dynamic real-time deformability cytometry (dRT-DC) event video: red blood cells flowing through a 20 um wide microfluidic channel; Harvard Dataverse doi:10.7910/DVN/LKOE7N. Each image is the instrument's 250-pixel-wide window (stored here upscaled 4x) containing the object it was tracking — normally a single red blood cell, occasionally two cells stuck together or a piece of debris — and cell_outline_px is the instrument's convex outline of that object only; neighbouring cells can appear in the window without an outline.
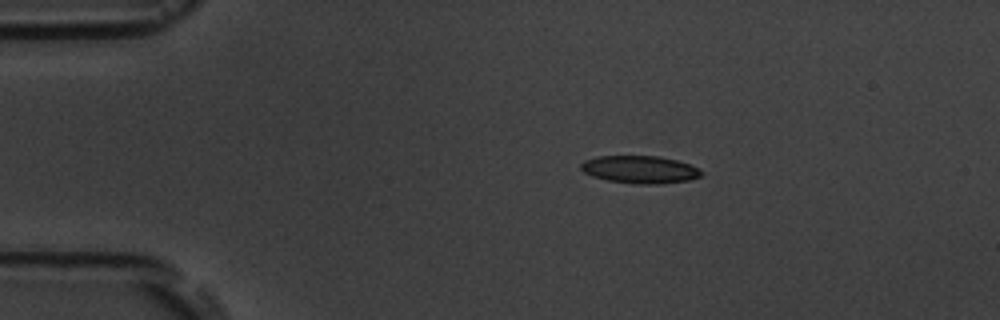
{"species": "common noctule bat (a hibernating species)", "species_latin": "Nyctalus noctula", "temperature_condition": "room temperature", "stored_images_in_passage": 5, "camera_frame_rate_fps": 3000, "um_per_image_px": 0.085, "animal": {"sex": "male", "body_mass_g": 19.5, "forearm_length_mm": 54.6}, "frame": {"image": 1, "passage_image": 2, "time_ms": 1.333, "image_size_px": [1000, 320], "cell_outline_px": [[704, 172], [700, 176], [688, 180], [656, 184], [640, 184], [608, 180], [592, 176], [584, 172], [580, 168], [580, 164], [584, 160], [596, 156], [660, 156], [676, 160], [688, 164]], "centroid_in_image_um": [54.35, 14.4], "position_along_channel_um": 30.6, "area_um2": 19.19}}
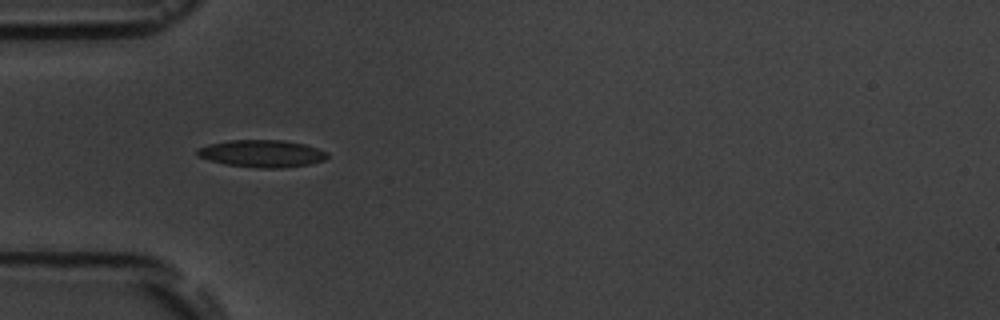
{"frame": {"image": 2, "passage_image": 4, "time_ms": 3.667, "image_size_px": [1000, 320], "cell_outline_px": [[328, 156], [324, 160], [308, 164], [284, 168], [256, 168], [224, 164], [196, 156], [196, 148], [208, 144], [228, 140], [280, 140], [304, 144], [328, 152]], "centroid_in_image_um": [22.21, 13.05], "position_along_channel_um": 62.8, "area_um2": 20.75}}
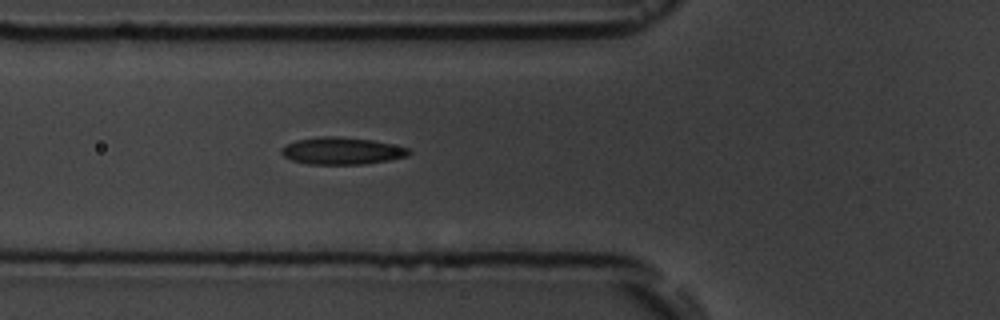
{"frame": {"image": 3, "passage_image": 5, "time_ms": 4.667, "image_size_px": [1000, 320], "cell_outline_px": [[412, 152], [408, 156], [388, 160], [364, 164], [308, 164], [292, 160], [284, 156], [280, 152], [280, 148], [284, 144], [296, 140], [320, 136], [340, 136], [372, 140], [408, 148]], "centroid_in_image_um": [29.01, 12.82], "position_along_channel_um": 96.8, "area_um2": 20.23}}